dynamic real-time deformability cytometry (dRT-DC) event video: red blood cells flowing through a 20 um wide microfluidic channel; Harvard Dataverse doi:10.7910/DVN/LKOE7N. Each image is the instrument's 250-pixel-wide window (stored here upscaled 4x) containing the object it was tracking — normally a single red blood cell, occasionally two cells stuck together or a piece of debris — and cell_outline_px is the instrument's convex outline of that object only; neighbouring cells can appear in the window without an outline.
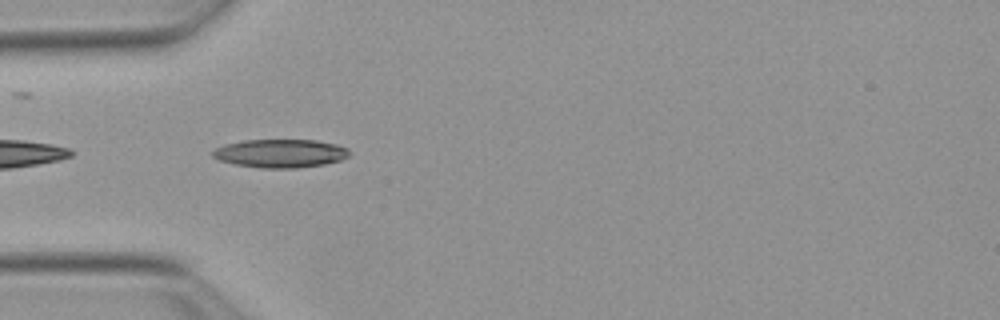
{"species": "Egyptian fruit bat (a non-hibernating species)", "species_latin": "Rousettus aegyptiacus", "temperature_condition": "warm", "stored_images_in_passage": 6, "camera_frame_rate_fps": 3000, "um_per_image_px": 0.085, "animal": {"sex": "female"}, "frame": {"image": 1, "passage_image": 2, "time_ms": 0.333, "image_size_px": [1000, 320], "cell_outline_px": [[352, 152], [348, 156], [340, 160], [324, 164], [296, 168], [260, 168], [236, 164], [220, 160], [212, 156], [212, 152], [216, 148], [224, 144], [244, 140], [316, 140], [336, 144], [348, 148]], "centroid_in_image_um": [23.85, 13.03], "position_along_channel_um": 61.1, "area_um2": 22.6}}